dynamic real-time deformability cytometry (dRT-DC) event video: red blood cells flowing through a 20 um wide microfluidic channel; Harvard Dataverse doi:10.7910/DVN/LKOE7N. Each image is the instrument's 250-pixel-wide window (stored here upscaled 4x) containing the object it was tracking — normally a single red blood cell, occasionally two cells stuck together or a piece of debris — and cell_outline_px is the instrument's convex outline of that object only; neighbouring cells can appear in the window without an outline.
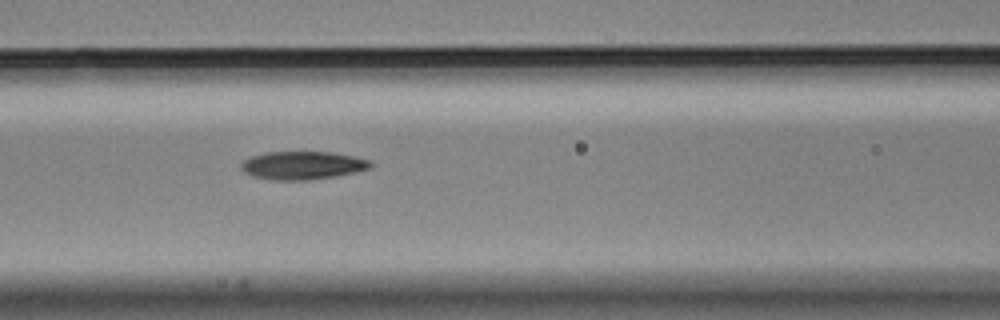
{"species": "Egyptian fruit bat (a non-hibernating species)", "species_latin": "Rousettus aegyptiacus", "temperature_condition": "cold", "stored_images_in_passage": 6, "camera_frame_rate_fps": 3000, "um_per_image_px": 0.085, "animal": {"sex": "male"}, "frame": {"image": 1, "passage_image": 6, "time_ms": 1.667, "image_size_px": [1000, 320], "cell_outline_px": [[372, 168], [356, 172], [336, 176], [308, 180], [272, 180], [252, 176], [244, 172], [240, 168], [240, 164], [244, 160], [252, 156], [268, 152], [332, 152], [352, 156], [368, 160], [372, 164]], "centroid_in_image_um": [25.7, 14.06], "position_along_channel_um": 140.9, "area_um2": 21.21}}